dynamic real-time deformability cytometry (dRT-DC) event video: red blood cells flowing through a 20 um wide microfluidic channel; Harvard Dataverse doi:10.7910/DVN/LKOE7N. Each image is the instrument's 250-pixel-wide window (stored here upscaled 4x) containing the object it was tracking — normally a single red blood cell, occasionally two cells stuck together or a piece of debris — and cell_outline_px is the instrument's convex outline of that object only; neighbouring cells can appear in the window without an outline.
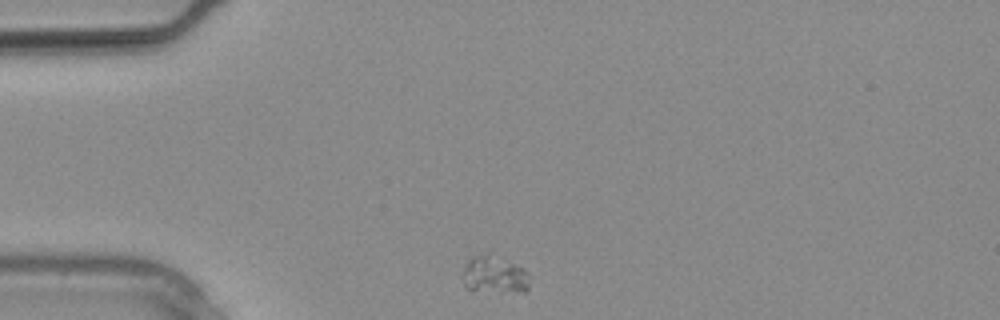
{"species": "common noctule bat (a hibernating species)", "species_latin": "Nyctalus noctula", "temperature_condition": "warm", "stored_images_in_passage": 23, "camera_frame_rate_fps": 3000, "um_per_image_px": 0.085, "animal": {"sex": "male", "body_mass_g": 20.4}, "frame": {"image": 1, "passage_image": 1, "time_ms": 0.0, "image_size_px": [1000, 320], "cell_outline_px": [[528, 288], [524, 292], [500, 292], [468, 288], [464, 284], [464, 268], [468, 260], [472, 256], [488, 252], [528, 272]], "centroid_in_image_um": [42.02, 23.35], "position_along_channel_um": 43.0, "area_um2": 14.16}}
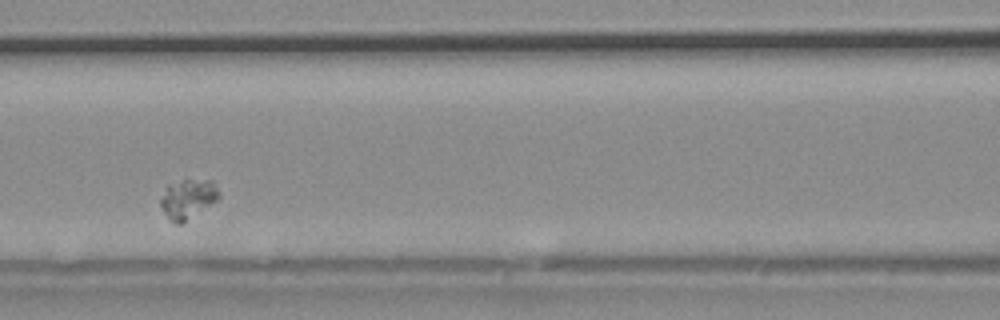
{"frame": {"image": 2, "passage_image": 7, "time_ms": 2.0, "image_size_px": [1000, 320], "cell_outline_px": [[220, 196], [216, 200], [180, 224], [176, 224], [168, 220], [160, 204], [160, 200], [168, 184], [184, 180], [212, 180], [220, 192]], "centroid_in_image_um": [15.95, 16.9], "position_along_channel_um": 150.6, "area_um2": 13.12}}
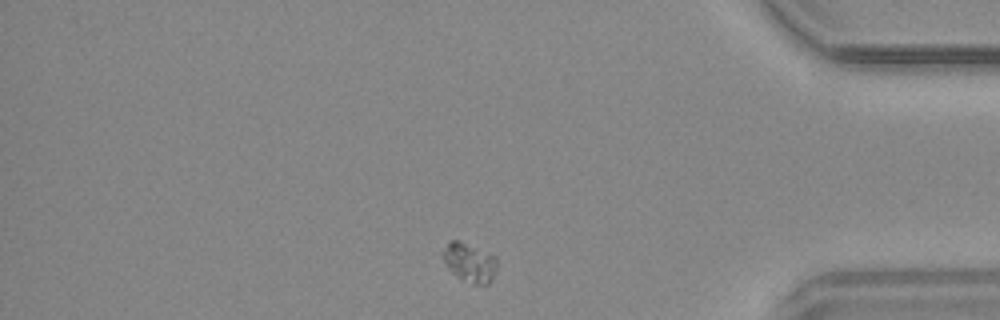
{"frame": {"image": 3, "passage_image": 19, "time_ms": 6.0, "image_size_px": [1000, 320], "cell_outline_px": [[496, 272], [492, 280], [488, 284], [472, 284], [460, 280], [448, 268], [444, 260], [444, 252], [448, 240], [460, 240], [496, 256]], "centroid_in_image_um": [39.94, 22.32], "position_along_channel_um": 395.3, "area_um2": 12.37}}